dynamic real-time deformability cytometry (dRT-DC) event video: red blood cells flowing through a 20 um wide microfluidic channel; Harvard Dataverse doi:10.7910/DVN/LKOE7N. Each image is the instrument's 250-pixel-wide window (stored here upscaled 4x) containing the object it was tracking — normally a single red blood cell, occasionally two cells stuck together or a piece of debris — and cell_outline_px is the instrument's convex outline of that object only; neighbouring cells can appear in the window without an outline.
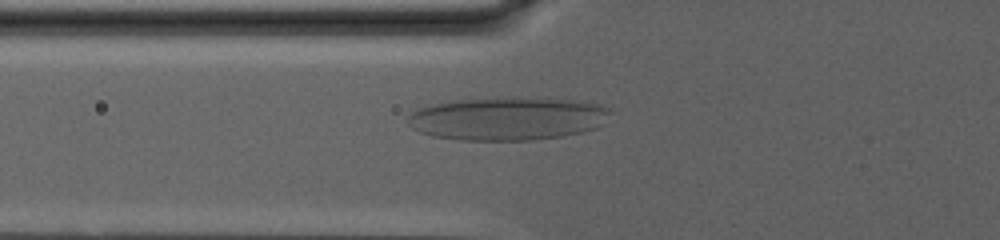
{"species": "human", "species_latin": "Homo sapiens", "temperature_condition": "warm", "stored_images_in_passage": 54, "camera_frame_rate_fps": 3000, "um_per_image_px": 0.085, "donor": {"sex": "male"}, "frame": {"image": 1, "passage_image": 5, "time_ms": 1.333, "image_size_px": [1000, 240], "cell_outline_px": [[612, 112], [596, 128], [564, 136], [532, 140], [460, 140], [432, 136], [420, 132], [412, 128], [408, 124], [408, 116], [412, 112], [428, 104], [456, 100], [496, 96], [512, 96], [568, 100], [600, 104], [608, 108]], "centroid_in_image_um": [43.1, 10.06], "position_along_channel_um": 82.7, "area_um2": 51.44}}
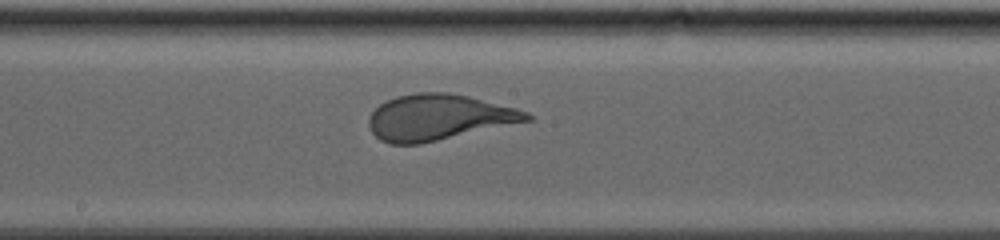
{"frame": {"image": 2, "passage_image": 20, "time_ms": 6.333, "image_size_px": [1000, 240], "cell_outline_px": [[532, 120], [420, 144], [388, 144], [380, 140], [372, 132], [368, 124], [368, 116], [380, 104], [396, 96], [416, 92], [448, 92], [468, 96], [516, 108], [528, 112], [532, 116]], "centroid_in_image_um": [37.26, 9.97], "position_along_channel_um": 210.9, "area_um2": 42.14}}
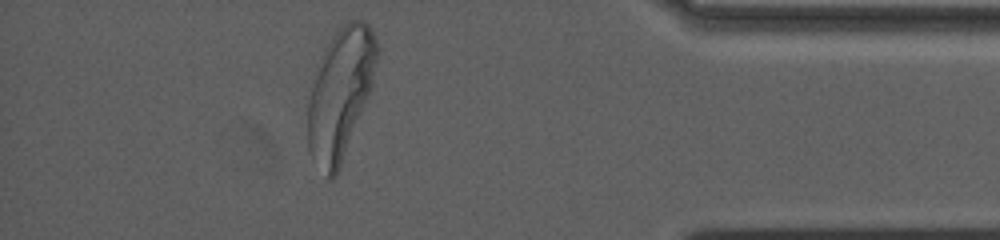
{"frame": {"image": 3, "passage_image": 46, "time_ms": 15.0, "image_size_px": [1000, 240], "cell_outline_px": [[380, 48], [372, 84], [340, 164], [332, 180], [328, 180], [312, 160], [308, 152], [308, 100], [324, 48], [336, 32], [348, 20], [364, 20], [368, 24]], "centroid_in_image_um": [28.92, 7.93], "position_along_channel_um": 406.3, "area_um2": 51.44}}